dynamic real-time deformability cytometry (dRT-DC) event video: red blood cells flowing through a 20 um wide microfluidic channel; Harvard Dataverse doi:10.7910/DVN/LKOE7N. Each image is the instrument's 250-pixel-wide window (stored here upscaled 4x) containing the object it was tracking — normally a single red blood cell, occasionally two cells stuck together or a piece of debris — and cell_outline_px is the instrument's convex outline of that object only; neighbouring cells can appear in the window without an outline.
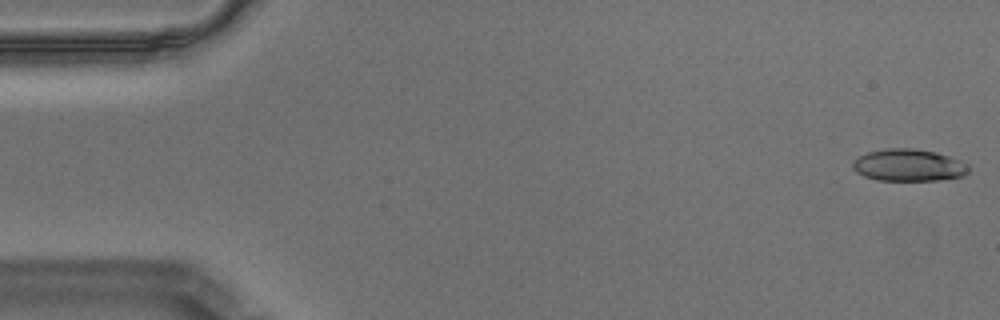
{"species": "Egyptian fruit bat (a non-hibernating species)", "species_latin": "Rousettus aegyptiacus", "temperature_condition": "warm", "stored_images_in_passage": 10, "camera_frame_rate_fps": 3000, "um_per_image_px": 0.085, "animal": {"sex": "male"}, "frame": {"image": 1, "passage_image": 1, "time_ms": 0.0, "image_size_px": [1000, 320], "cell_outline_px": [[968, 172], [960, 176], [936, 180], [876, 180], [864, 176], [856, 172], [852, 168], [852, 160], [868, 152], [884, 148], [912, 148], [936, 152], [960, 160], [968, 164]], "centroid_in_image_um": [77.18, 14.03], "position_along_channel_um": 7.8, "area_um2": 21.62}}